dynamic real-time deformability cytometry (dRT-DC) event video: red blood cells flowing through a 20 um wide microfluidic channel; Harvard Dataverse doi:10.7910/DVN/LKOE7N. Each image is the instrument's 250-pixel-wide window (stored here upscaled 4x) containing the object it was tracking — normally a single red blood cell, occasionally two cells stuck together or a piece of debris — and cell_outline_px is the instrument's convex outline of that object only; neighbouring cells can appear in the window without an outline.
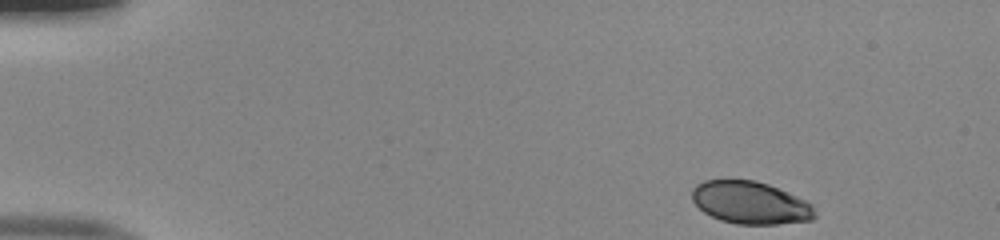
{"species": "human", "species_latin": "Homo sapiens", "temperature_condition": "room temperature", "stored_images_in_passage": 46, "camera_frame_rate_fps": 3000, "um_per_image_px": 0.085, "donor": {"sex": "male"}, "frame": {"image": 1, "passage_image": 1, "time_ms": 0.0, "image_size_px": [1000, 240], "cell_outline_px": [[816, 216], [812, 220], [776, 224], [736, 224], [720, 220], [704, 212], [692, 200], [692, 188], [696, 184], [704, 180], [756, 180], [768, 184], [788, 192], [812, 204]], "centroid_in_image_um": [63.77, 17.23], "position_along_channel_um": 21.2, "area_um2": 30.4}}
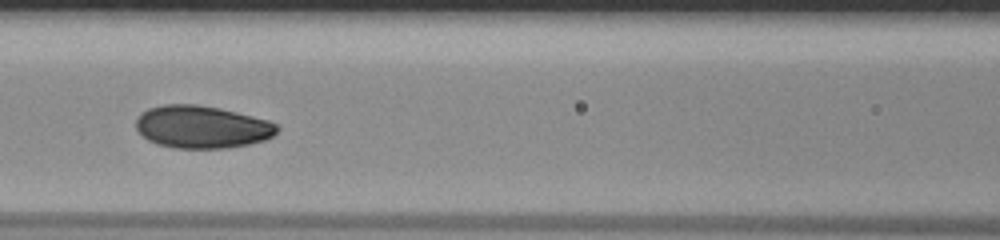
{"frame": {"image": 2, "passage_image": 19, "time_ms": 6.0, "image_size_px": [1000, 240], "cell_outline_px": [[280, 128], [272, 136], [264, 140], [248, 144], [224, 148], [176, 148], [156, 144], [148, 140], [136, 128], [136, 120], [140, 112], [148, 108], [164, 104], [196, 104], [220, 108], [268, 120], [276, 124]], "centroid_in_image_um": [17.14, 10.78], "position_along_channel_um": 149.5, "area_um2": 34.97}}
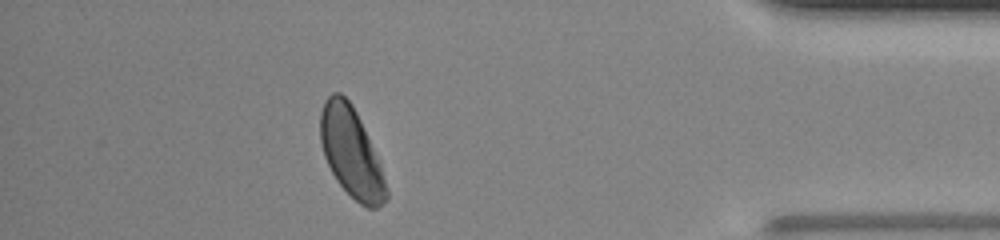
{"frame": {"image": 3, "passage_image": 41, "time_ms": 13.333, "image_size_px": [1000, 240], "cell_outline_px": [[388, 200], [376, 208], [368, 208], [360, 204], [336, 180], [324, 156], [320, 140], [320, 112], [324, 100], [332, 92], [340, 92], [352, 104], [380, 160], [388, 192]], "centroid_in_image_um": [29.86, 12.95], "position_along_channel_um": 405.3, "area_um2": 34.45}, "authors_computed_cell_mechanics": {"area_um2": 34.4199, "velocity_mm_per_s": 3.9995, "shape_relaxation_time_tau1_ms": 2.8196, "shape_relaxation_time_tau2_ms": 0.8883, "deformation_change_tau1": 0.1058, "deformation_change_tau2": 0.0365}}